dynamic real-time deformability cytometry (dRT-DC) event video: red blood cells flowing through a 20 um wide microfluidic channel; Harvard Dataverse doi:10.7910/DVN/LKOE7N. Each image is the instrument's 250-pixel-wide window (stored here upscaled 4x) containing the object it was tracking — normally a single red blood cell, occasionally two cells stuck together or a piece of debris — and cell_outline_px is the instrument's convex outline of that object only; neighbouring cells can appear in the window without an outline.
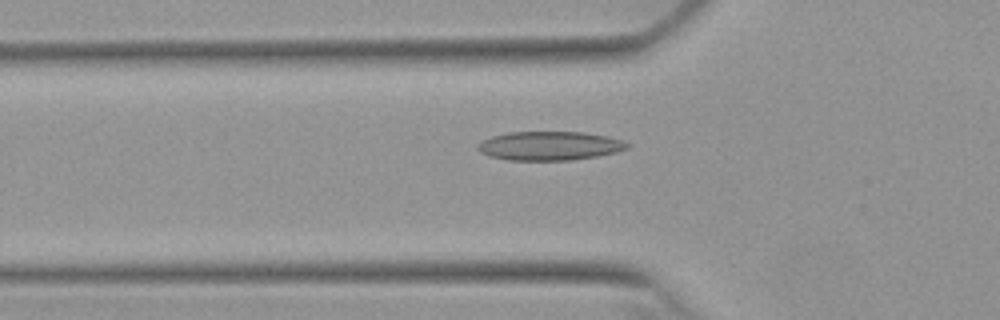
{"species": "Egyptian fruit bat (a non-hibernating species)", "species_latin": "Rousettus aegyptiacus", "temperature_condition": "warm", "stored_images_in_passage": 38, "camera_frame_rate_fps": 3000, "um_per_image_px": 0.085, "animal": {"sex": "female"}, "frame": {"image": 1, "passage_image": 3, "time_ms": 0.667, "image_size_px": [1000, 320], "cell_outline_px": [[632, 144], [628, 148], [616, 152], [596, 156], [572, 160], [508, 160], [488, 156], [480, 152], [476, 148], [476, 144], [492, 136], [508, 132], [584, 132], [608, 136]], "centroid_in_image_um": [46.7, 12.39], "position_along_channel_um": 79.1, "area_um2": 25.26}}
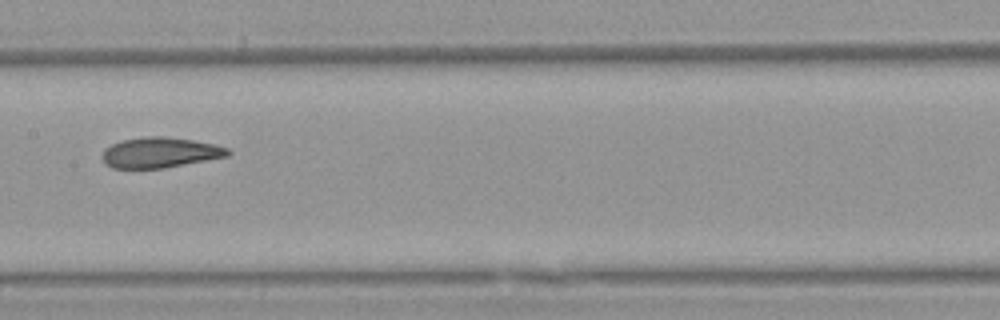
{"frame": {"image": 2, "passage_image": 12, "time_ms": 3.667, "image_size_px": [1000, 320], "cell_outline_px": [[232, 152], [228, 156], [164, 168], [112, 168], [104, 164], [100, 156], [104, 148], [112, 144], [124, 140], [144, 136], [164, 136], [192, 140], [216, 144], [228, 148]], "centroid_in_image_um": [13.58, 12.97], "position_along_channel_um": 193.8, "area_um2": 22.43}}
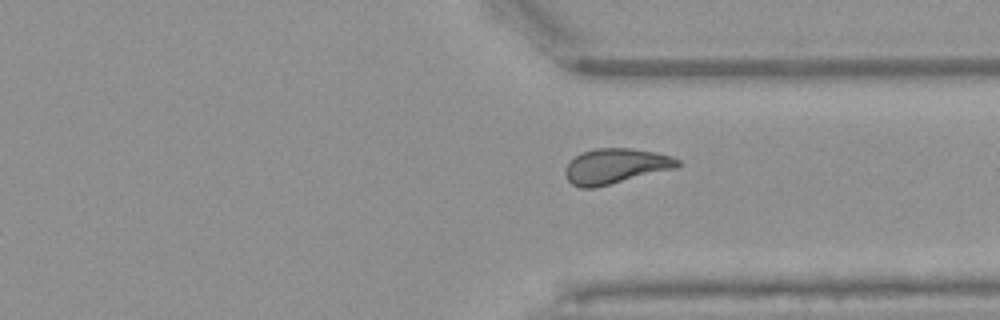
{"frame": {"image": 3, "passage_image": 25, "time_ms": 8.0, "image_size_px": [1000, 320], "cell_outline_px": [[680, 164], [676, 168], [592, 188], [580, 188], [572, 184], [568, 180], [564, 172], [564, 168], [576, 156], [584, 152], [596, 148], [632, 148], [656, 152], [672, 156], [680, 160]], "centroid_in_image_um": [52.33, 14.11], "position_along_channel_um": 359.1, "area_um2": 22.83}, "authors_computed_cell_mechanics": {"area_um2": 22.831, "velocity_mm_per_s": 3.8227, "shape_relaxation_time_tau1_ms": 9.2434, "shape_relaxation_time_tau2_ms": 1.8634, "deformation_change_tau1": 0.2231, "deformation_change_tau2": 0.0859}}